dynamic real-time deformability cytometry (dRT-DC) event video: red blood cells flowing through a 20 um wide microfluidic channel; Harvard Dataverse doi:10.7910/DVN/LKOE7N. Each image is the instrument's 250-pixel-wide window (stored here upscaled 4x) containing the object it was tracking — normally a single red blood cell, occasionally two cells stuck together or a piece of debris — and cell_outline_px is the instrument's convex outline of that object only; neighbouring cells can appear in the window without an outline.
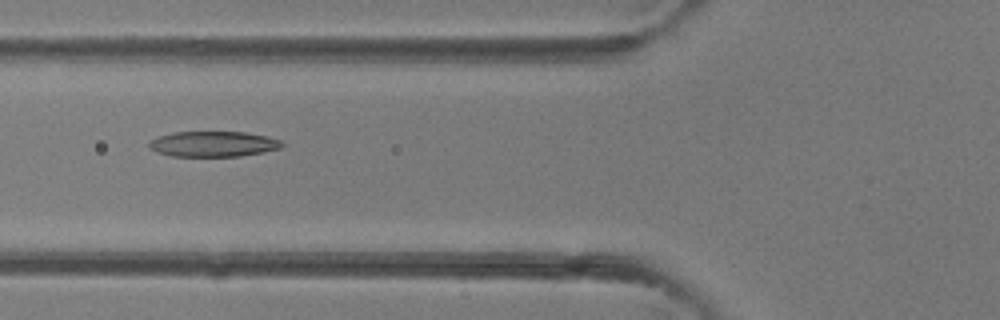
{"species": "common noctule bat (a hibernating species)", "species_latin": "Nyctalus noctula", "temperature_condition": "room temperature", "stored_images_in_passage": 42, "camera_frame_rate_fps": 3000, "um_per_image_px": 0.085, "animal": {"sex": "female"}, "frame": {"image": 1, "passage_image": 16, "time_ms": 5.0, "image_size_px": [1000, 320], "cell_outline_px": [[284, 144], [280, 148], [240, 156], [172, 156], [156, 152], [148, 148], [148, 140], [156, 136], [172, 132], [244, 132], [268, 136], [280, 140]], "centroid_in_image_um": [18.05, 12.23], "position_along_channel_um": 107.8, "area_um2": 19.83}}
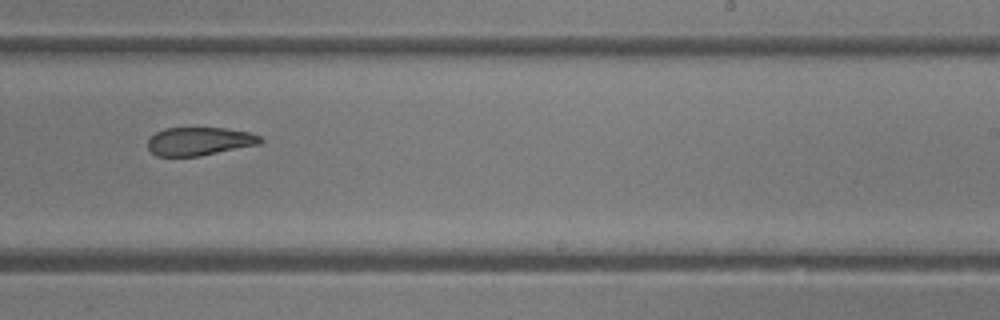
{"frame": {"image": 2, "passage_image": 26, "time_ms": 8.333, "image_size_px": [1000, 320], "cell_outline_px": [[264, 140], [260, 144], [200, 156], [156, 156], [148, 148], [148, 140], [156, 132], [164, 128], [228, 128], [248, 132], [260, 136]], "centroid_in_image_um": [16.96, 12.01], "position_along_channel_um": 272.0, "area_um2": 18.55}}
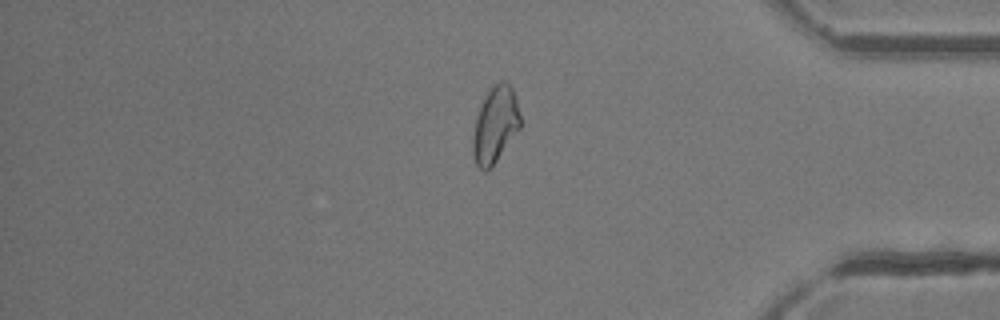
{"frame": {"image": 3, "passage_image": 35, "time_ms": 11.333, "image_size_px": [1000, 320], "cell_outline_px": [[520, 128], [496, 160], [484, 172], [476, 164], [472, 152], [472, 136], [476, 116], [492, 84], [500, 80], [504, 80], [512, 88], [516, 100], [520, 116]], "centroid_in_image_um": [42.08, 10.58], "position_along_channel_um": 393.1, "area_um2": 20.69}}